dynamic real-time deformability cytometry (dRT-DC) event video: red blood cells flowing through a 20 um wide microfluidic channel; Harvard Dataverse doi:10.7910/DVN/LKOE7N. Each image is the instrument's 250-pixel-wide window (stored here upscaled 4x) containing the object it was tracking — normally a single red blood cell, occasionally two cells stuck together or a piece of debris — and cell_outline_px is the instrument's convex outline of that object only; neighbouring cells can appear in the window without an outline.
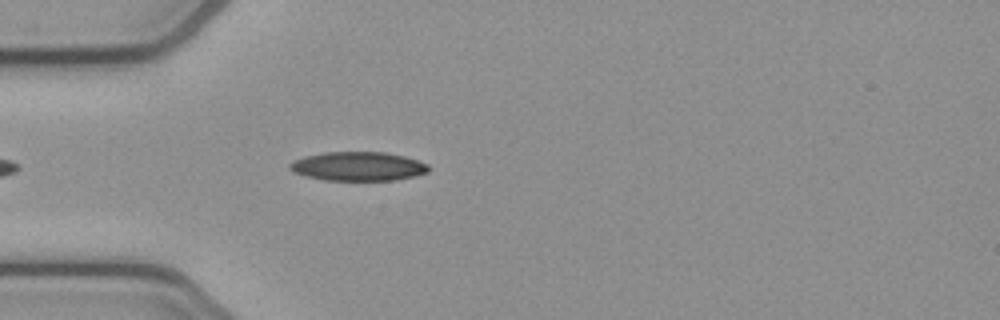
{"species": "common noctule bat (a hibernating species)", "species_latin": "Nyctalus noctula", "temperature_condition": "cold", "stored_images_in_passage": 4, "camera_frame_rate_fps": 3000, "um_per_image_px": 0.085, "animal": {"sex": "female", "body_mass_g": 21.9}, "frame": {"image": 1, "passage_image": 4, "time_ms": 1.0, "image_size_px": [1000, 320], "cell_outline_px": [[428, 172], [416, 176], [396, 180], [324, 180], [304, 176], [292, 172], [288, 168], [288, 164], [292, 160], [304, 156], [324, 152], [384, 152], [404, 156], [428, 164]], "centroid_in_image_um": [30.38, 14.14], "position_along_channel_um": 54.6, "area_um2": 23.64}}